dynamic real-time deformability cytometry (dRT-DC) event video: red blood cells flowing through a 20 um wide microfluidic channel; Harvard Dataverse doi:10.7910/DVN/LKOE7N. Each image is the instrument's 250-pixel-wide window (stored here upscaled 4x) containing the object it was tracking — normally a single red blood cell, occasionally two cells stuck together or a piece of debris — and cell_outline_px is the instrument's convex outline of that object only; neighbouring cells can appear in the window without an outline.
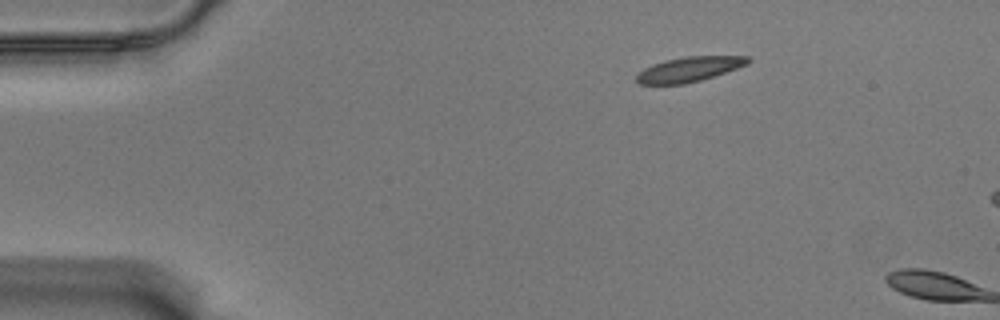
{"species": "Egyptian fruit bat (a non-hibernating species)", "species_latin": "Rousettus aegyptiacus", "temperature_condition": "warm", "stored_images_in_passage": 2, "camera_frame_rate_fps": 3000, "um_per_image_px": 0.085, "animal": {"sex": "male"}, "frame": {"image": 1, "passage_image": 1, "time_ms": 0.0, "image_size_px": [1000, 320], "cell_outline_px": [[752, 60], [748, 64], [700, 80], [684, 84], [640, 84], [636, 80], [636, 76], [644, 68], [652, 64], [664, 60], [684, 56], [748, 56]], "centroid_in_image_um": [58.57, 5.87], "position_along_channel_um": 26.4, "area_um2": 16.01}}